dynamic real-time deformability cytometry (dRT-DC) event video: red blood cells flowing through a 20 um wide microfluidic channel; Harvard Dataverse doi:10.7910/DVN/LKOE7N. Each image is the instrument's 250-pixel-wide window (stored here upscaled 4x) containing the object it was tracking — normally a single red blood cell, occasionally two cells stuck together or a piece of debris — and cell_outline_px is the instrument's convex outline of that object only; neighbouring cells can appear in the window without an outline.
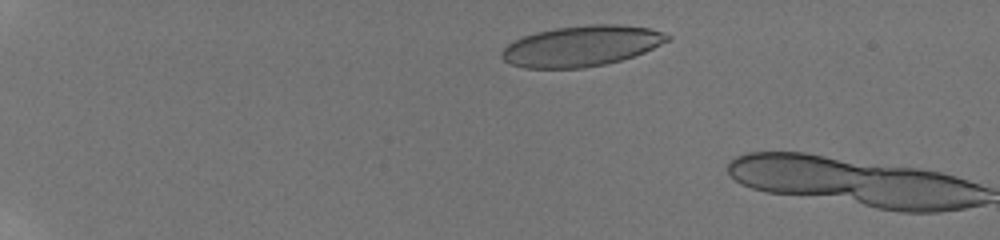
{"species": "human", "species_latin": "Homo sapiens", "temperature_condition": "room temperature", "stored_images_in_passage": 4, "camera_frame_rate_fps": 3000, "um_per_image_px": 0.085, "donor": {"sex": "male"}, "frame": {"image": 1, "passage_image": 3, "time_ms": 1.333, "image_size_px": [1000, 240], "cell_outline_px": [[672, 40], [644, 52], [620, 60], [604, 64], [584, 68], [524, 68], [512, 64], [504, 60], [500, 56], [500, 52], [508, 44], [524, 36], [536, 32], [556, 28], [592, 24], [620, 24], [648, 28], [672, 36]], "centroid_in_image_um": [49.44, 3.91], "position_along_channel_um": 35.6, "area_um2": 39.07}}